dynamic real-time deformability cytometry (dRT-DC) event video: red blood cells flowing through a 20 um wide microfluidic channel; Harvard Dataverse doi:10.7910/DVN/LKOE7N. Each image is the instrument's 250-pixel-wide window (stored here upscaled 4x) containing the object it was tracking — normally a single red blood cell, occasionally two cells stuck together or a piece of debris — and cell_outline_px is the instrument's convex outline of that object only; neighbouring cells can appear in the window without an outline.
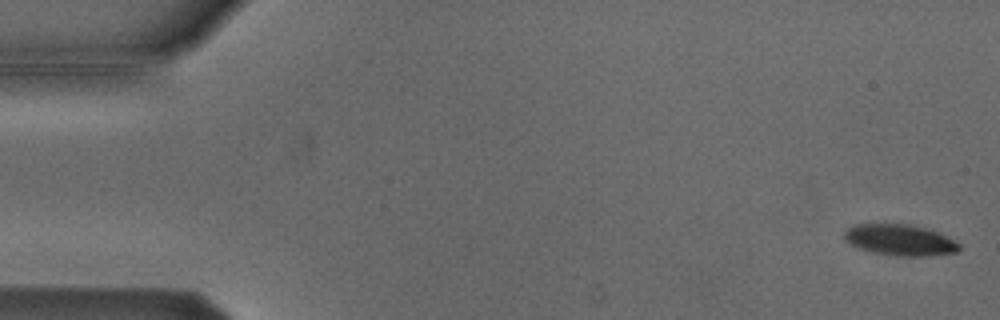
{"species": "Egyptian fruit bat (a non-hibernating species)", "species_latin": "Rousettus aegyptiacus", "temperature_condition": "cold", "stored_images_in_passage": 6, "camera_frame_rate_fps": 3000, "um_per_image_px": 0.085, "animal": {"sex": "male"}, "frame": {"image": 1, "passage_image": 1, "time_ms": 0.0, "image_size_px": [1000, 320], "cell_outline_px": [[960, 248], [956, 252], [928, 256], [896, 256], [872, 252], [848, 244], [844, 240], [844, 232], [848, 228], [856, 224], [912, 224], [928, 228], [948, 236], [960, 244]], "centroid_in_image_um": [76.5, 20.39], "position_along_channel_um": 8.5, "area_um2": 21.04}}
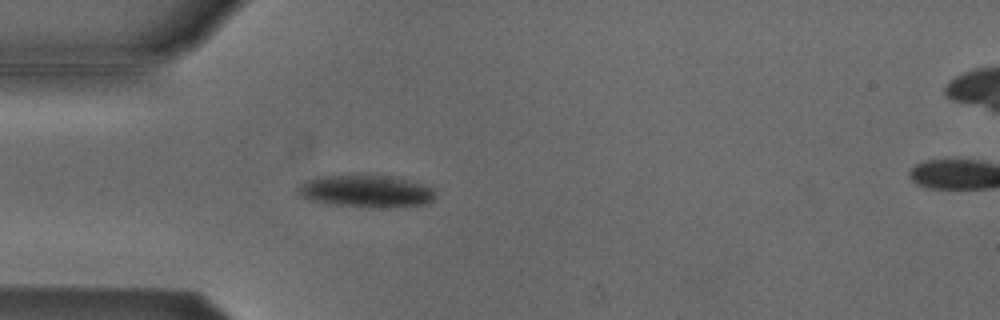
{"frame": {"image": 2, "passage_image": 5, "time_ms": 1.333, "image_size_px": [1000, 320], "cell_outline_px": [[436, 196], [432, 200], [424, 204], [380, 208], [368, 208], [332, 204], [312, 200], [300, 196], [296, 192], [296, 188], [300, 184], [316, 176], [388, 176], [408, 180], [424, 184], [432, 188], [436, 192]], "centroid_in_image_um": [31.11, 16.27], "position_along_channel_um": 53.9, "area_um2": 25.72}}